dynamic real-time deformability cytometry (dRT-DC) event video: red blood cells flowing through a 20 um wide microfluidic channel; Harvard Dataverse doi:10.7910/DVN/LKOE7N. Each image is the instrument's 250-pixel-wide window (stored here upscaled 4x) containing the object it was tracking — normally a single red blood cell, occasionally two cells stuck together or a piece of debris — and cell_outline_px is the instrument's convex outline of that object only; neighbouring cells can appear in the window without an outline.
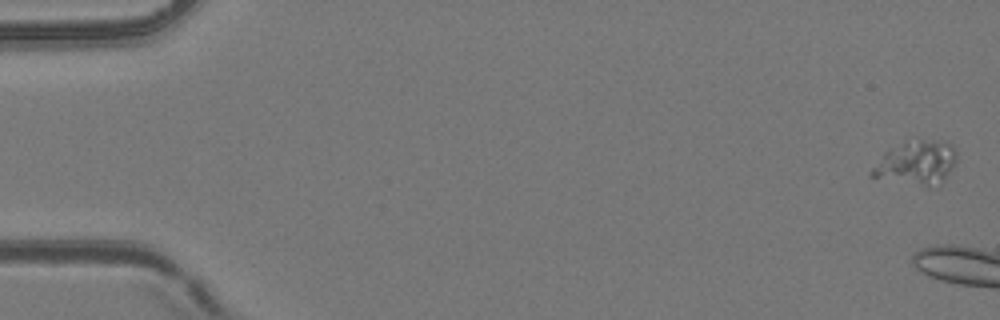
{"species": "common noctule bat (a hibernating species)", "species_latin": "Nyctalus noctula", "temperature_condition": "room temperature", "stored_images_in_passage": 12, "camera_frame_rate_fps": 3000, "um_per_image_px": 0.085, "animal": {"sex": "female", "body_mass_g": 24.6, "forearm_length_mm": 56.2}, "frame": {"image": 1, "passage_image": 1, "time_ms": 0.0, "image_size_px": [1000, 320], "cell_outline_px": [[956, 160], [944, 176], [940, 180], [928, 184], [924, 184], [868, 176], [868, 172], [884, 152], [904, 140], [916, 136], [952, 144], [956, 152]], "centroid_in_image_um": [77.82, 13.71], "position_along_channel_um": 7.2, "area_um2": 21.15}}
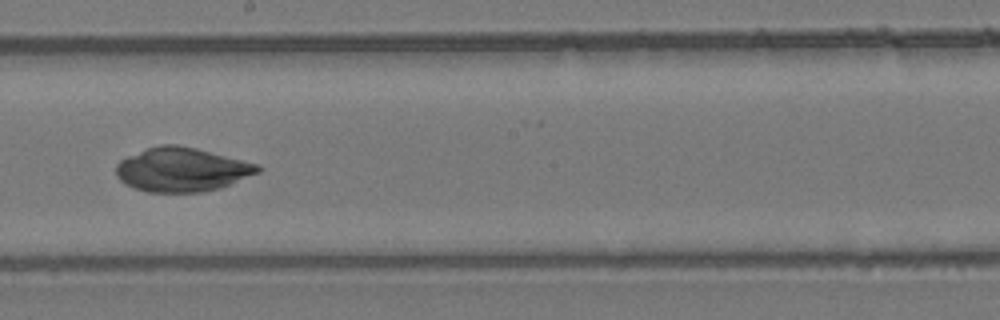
{"frame": {"image": 2, "passage_image": 12, "time_ms": 13.333, "image_size_px": [1000, 320], "cell_outline_px": [[260, 172], [220, 188], [204, 192], [148, 192], [124, 184], [116, 176], [116, 164], [120, 160], [128, 156], [148, 148], [160, 144], [176, 144], [196, 148], [256, 164], [260, 168]], "centroid_in_image_um": [15.42, 14.42], "position_along_channel_um": 232.8, "area_um2": 36.07}}